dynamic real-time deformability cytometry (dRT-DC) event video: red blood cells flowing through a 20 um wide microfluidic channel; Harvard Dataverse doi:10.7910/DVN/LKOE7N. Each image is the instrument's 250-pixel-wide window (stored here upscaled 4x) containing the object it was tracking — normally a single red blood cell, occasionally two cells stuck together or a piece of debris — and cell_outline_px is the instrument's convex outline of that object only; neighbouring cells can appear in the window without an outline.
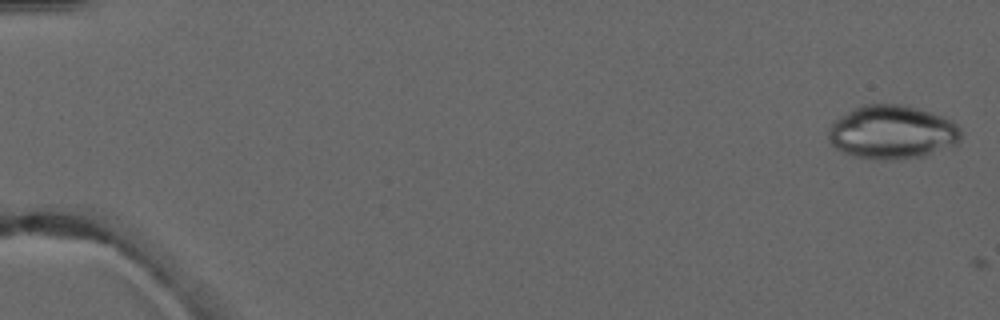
{"species": "common noctule bat (a hibernating species)", "species_latin": "Nyctalus noctula", "temperature_condition": "warm", "stored_images_in_passage": 2, "camera_frame_rate_fps": 3000, "um_per_image_px": 0.085, "animal": {"sex": "male", "forearm_length_mm": 52.5}, "frame": {"image": 1, "passage_image": 1, "time_ms": 0.0, "image_size_px": [1000, 320], "cell_outline_px": [[960, 140], [956, 144], [924, 156], [900, 160], [880, 160], [856, 156], [844, 152], [836, 148], [828, 140], [828, 132], [832, 124], [840, 116], [852, 108], [864, 104], [900, 104], [932, 112], [944, 116], [952, 120], [960, 128]], "centroid_in_image_um": [75.84, 11.23], "position_along_channel_um": 9.2, "area_um2": 41.62}}